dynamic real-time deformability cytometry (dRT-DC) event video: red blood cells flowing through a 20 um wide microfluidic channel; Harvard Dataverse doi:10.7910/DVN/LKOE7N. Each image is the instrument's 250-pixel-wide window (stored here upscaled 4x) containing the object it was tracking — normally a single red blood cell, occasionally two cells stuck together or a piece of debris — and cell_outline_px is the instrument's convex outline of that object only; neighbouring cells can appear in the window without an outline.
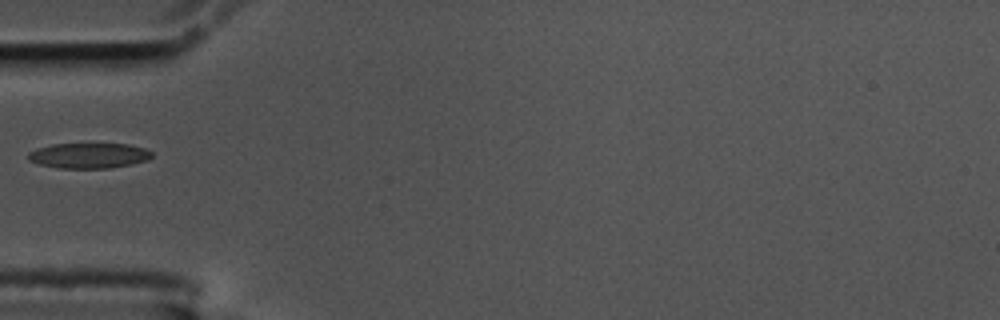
{"species": "common noctule bat (a hibernating species)", "species_latin": "Nyctalus noctula", "temperature_condition": "cold", "stored_images_in_passage": 5, "camera_frame_rate_fps": 3000, "um_per_image_px": 0.085, "animal": {"sex": "male", "body_mass_g": 17.5, "forearm_length_mm": 52.3}, "frame": {"image": 1, "passage_image": 1, "time_ms": 0.0, "image_size_px": [1000, 320], "cell_outline_px": [[152, 156], [148, 160], [108, 168], [60, 168], [40, 164], [28, 160], [28, 152], [36, 148], [52, 144], [128, 144], [144, 148], [152, 152]], "centroid_in_image_um": [7.52, 13.22], "position_along_channel_um": 77.5, "area_um2": 18.09}}
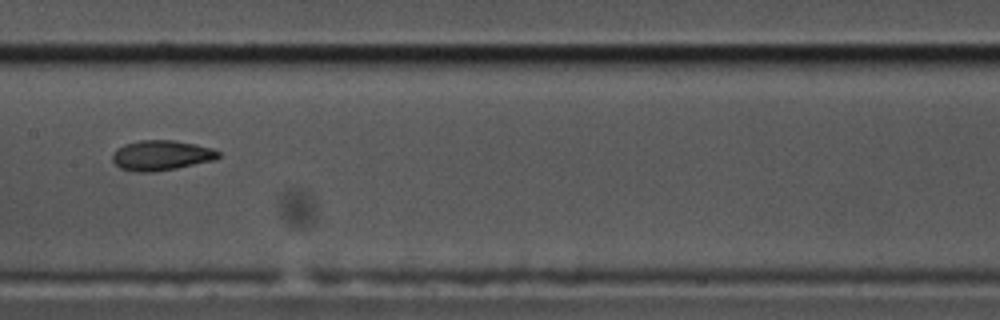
{"frame": {"image": 2, "passage_image": 4, "time_ms": 1.0, "image_size_px": [1000, 320], "cell_outline_px": [[220, 156], [216, 160], [156, 172], [136, 172], [120, 168], [112, 160], [112, 152], [116, 148], [124, 144], [140, 140], [176, 140], [196, 144], [212, 148], [220, 152]], "centroid_in_image_um": [13.71, 13.2], "position_along_channel_um": 193.7, "area_um2": 18.84}}
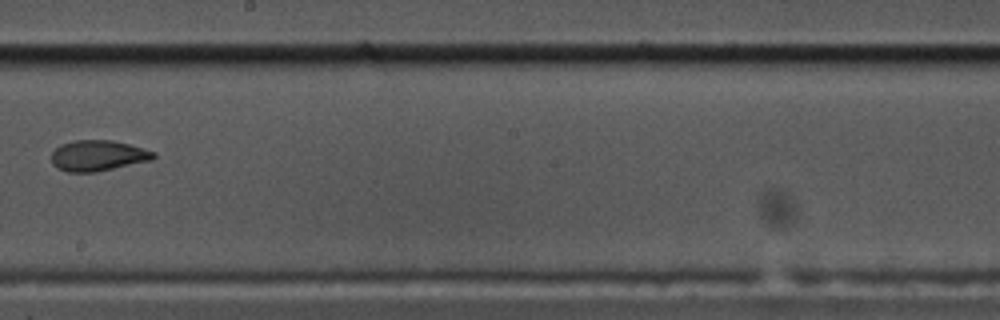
{"frame": {"image": 3, "passage_image": 5, "time_ms": 1.333, "image_size_px": [1000, 320], "cell_outline_px": [[156, 156], [152, 160], [96, 172], [68, 172], [56, 168], [52, 164], [52, 152], [60, 144], [72, 140], [112, 140], [144, 148], [156, 152]], "centroid_in_image_um": [8.32, 13.22], "position_along_channel_um": 239.9, "area_um2": 18.44}}